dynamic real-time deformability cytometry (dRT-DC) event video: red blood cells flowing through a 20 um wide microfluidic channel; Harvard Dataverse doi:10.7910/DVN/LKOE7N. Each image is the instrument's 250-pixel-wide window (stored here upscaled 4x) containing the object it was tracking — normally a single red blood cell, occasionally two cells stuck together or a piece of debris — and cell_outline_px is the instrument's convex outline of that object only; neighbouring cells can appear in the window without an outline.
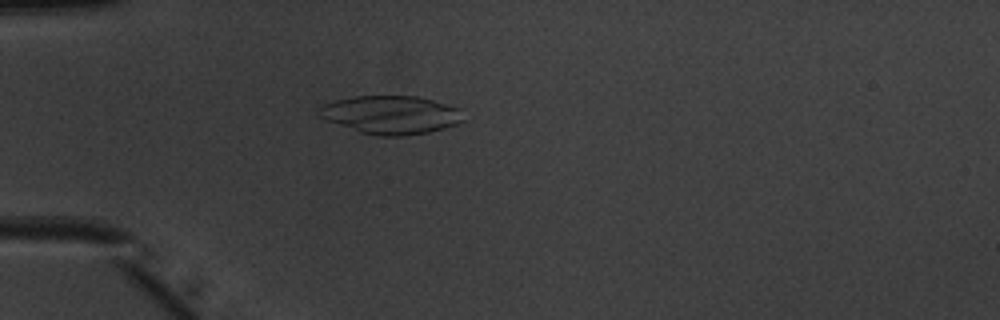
{"species": "common noctule bat (a hibernating species)", "species_latin": "Nyctalus noctula", "temperature_condition": "warm", "stored_images_in_passage": 51, "camera_frame_rate_fps": 3000, "um_per_image_px": 0.085, "animal": {"sex": "male", "body_mass_g": 20.1, "forearm_length_mm": 53.5}, "frame": {"image": 1, "passage_image": 15, "time_ms": 4.667, "image_size_px": [1000, 320], "cell_outline_px": [[464, 120], [456, 124], [444, 128], [428, 132], [404, 136], [380, 136], [360, 132], [316, 116], [316, 108], [324, 104], [336, 100], [352, 96], [416, 96], [464, 108]], "centroid_in_image_um": [33.24, 9.75], "position_along_channel_um": 51.8, "area_um2": 32.54}}
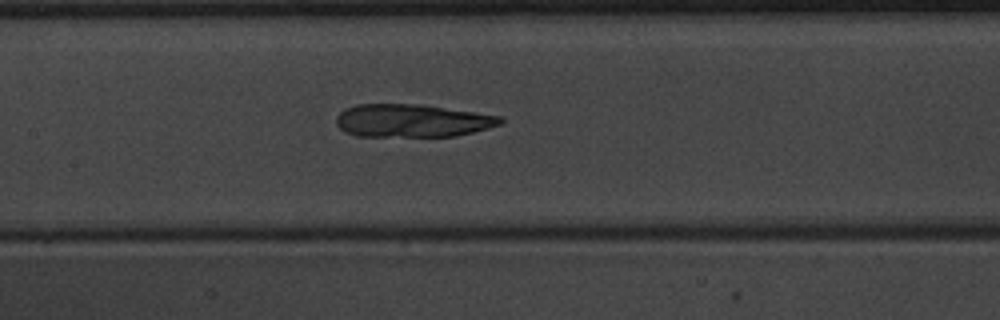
{"frame": {"image": 2, "passage_image": 25, "time_ms": 8.0, "image_size_px": [1000, 320], "cell_outline_px": [[504, 120], [500, 124], [488, 128], [456, 136], [356, 136], [344, 132], [336, 124], [336, 116], [344, 108], [356, 104], [420, 104], [500, 116]], "centroid_in_image_um": [34.97, 10.25], "position_along_channel_um": 172.4, "area_um2": 31.5}}
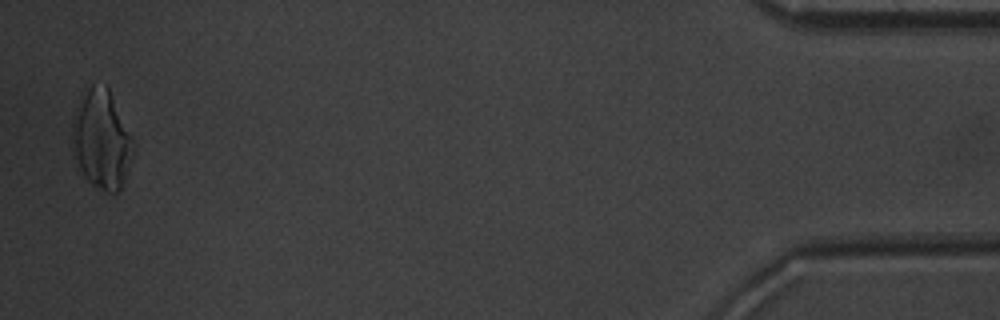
{"frame": {"image": 3, "passage_image": 50, "time_ms": 16.333, "image_size_px": [1000, 320], "cell_outline_px": [[132, 140], [124, 180], [120, 192], [104, 192], [92, 184], [84, 176], [80, 168], [76, 156], [72, 136], [72, 120], [80, 96], [92, 84], [104, 84], [108, 88], [132, 136]], "centroid_in_image_um": [8.6, 11.82], "position_along_channel_um": 426.6, "area_um2": 34.16}}